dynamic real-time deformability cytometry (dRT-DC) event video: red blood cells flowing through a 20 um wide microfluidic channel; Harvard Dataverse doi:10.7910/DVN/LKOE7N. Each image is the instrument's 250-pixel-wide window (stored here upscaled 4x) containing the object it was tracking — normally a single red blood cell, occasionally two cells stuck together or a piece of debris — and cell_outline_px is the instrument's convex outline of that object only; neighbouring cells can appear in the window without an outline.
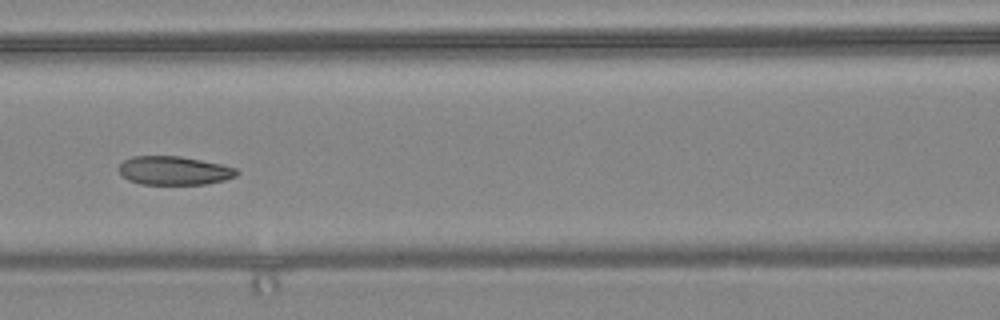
{"species": "common noctule bat (a hibernating species)", "species_latin": "Nyctalus noctula", "temperature_condition": "warm", "stored_images_in_passage": 11, "camera_frame_rate_fps": 3000, "um_per_image_px": 0.085, "animal": {"sex": "female", "body_mass_g": 24.6, "forearm_length_mm": 56.2}, "frame": {"image": 1, "passage_image": 7, "time_ms": 2.0, "image_size_px": [1000, 320], "cell_outline_px": [[240, 172], [236, 176], [224, 180], [204, 184], [140, 184], [128, 180], [120, 172], [120, 164], [124, 160], [132, 156], [180, 156], [220, 164], [236, 168]], "centroid_in_image_um": [14.81, 14.5], "position_along_channel_um": 151.8, "area_um2": 19.54}}
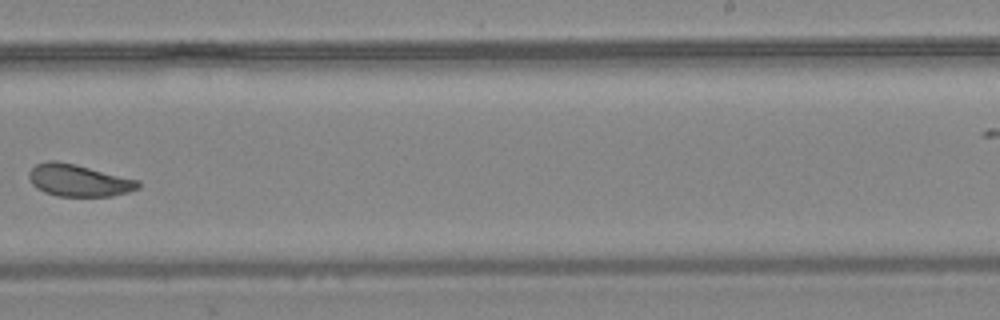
{"frame": {"image": 2, "passage_image": 10, "time_ms": 3.0, "image_size_px": [1000, 320], "cell_outline_px": [[140, 188], [128, 192], [112, 196], [56, 196], [44, 192], [36, 188], [32, 184], [28, 176], [28, 172], [36, 164], [48, 160], [56, 160], [76, 164], [140, 180]], "centroid_in_image_um": [6.68, 15.33], "position_along_channel_um": 282.3, "area_um2": 20.63}}
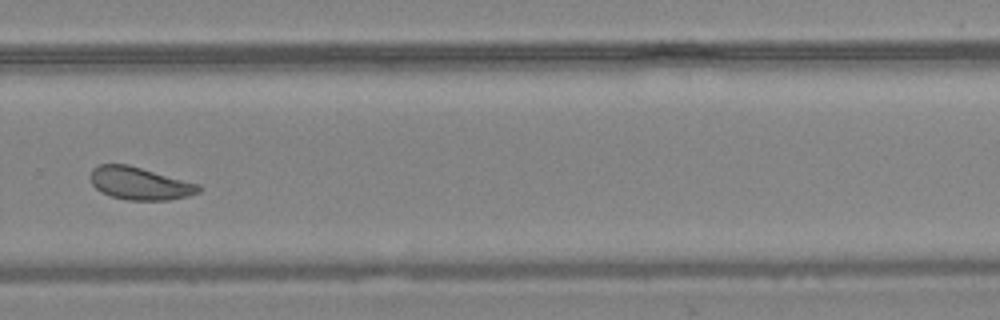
{"frame": {"image": 3, "passage_image": 11, "time_ms": 3.333, "image_size_px": [1000, 320], "cell_outline_px": [[200, 192], [188, 196], [168, 200], [128, 200], [112, 196], [100, 192], [92, 184], [88, 176], [92, 168], [100, 164], [128, 164], [200, 184]], "centroid_in_image_um": [11.85, 15.58], "position_along_channel_um": 317.9, "area_um2": 20.75}}